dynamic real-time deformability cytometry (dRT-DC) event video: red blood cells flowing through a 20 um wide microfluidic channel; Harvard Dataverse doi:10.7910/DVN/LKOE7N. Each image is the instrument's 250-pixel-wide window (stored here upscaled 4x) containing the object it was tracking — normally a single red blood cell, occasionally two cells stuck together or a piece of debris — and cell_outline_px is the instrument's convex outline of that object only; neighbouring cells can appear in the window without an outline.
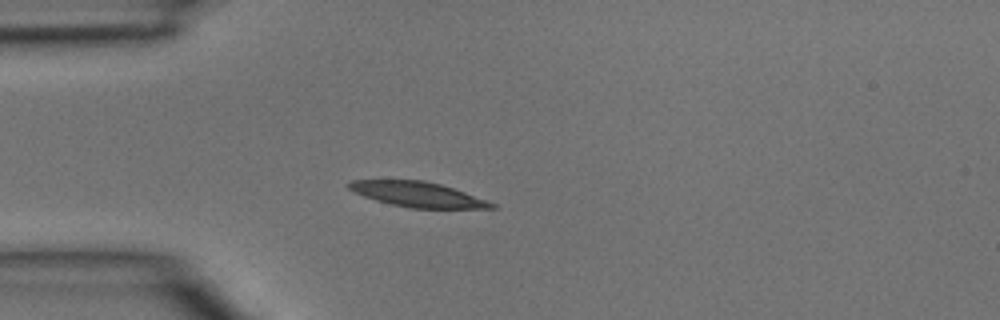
{"species": "common noctule bat (a hibernating species)", "species_latin": "Nyctalus noctula", "temperature_condition": "room temperature", "stored_images_in_passage": 3, "camera_frame_rate_fps": 3000, "um_per_image_px": 0.085, "animal": {"sex": "male", "body_mass_g": 15.6}, "frame": {"image": 1, "passage_image": 3, "time_ms": 0.667, "image_size_px": [1000, 320], "cell_outline_px": [[496, 208], [408, 208], [376, 200], [364, 196], [348, 188], [344, 184], [352, 180], [424, 180], [440, 184], [464, 192], [496, 204]], "centroid_in_image_um": [35.46, 16.52], "position_along_channel_um": 49.5, "area_um2": 20.58}}